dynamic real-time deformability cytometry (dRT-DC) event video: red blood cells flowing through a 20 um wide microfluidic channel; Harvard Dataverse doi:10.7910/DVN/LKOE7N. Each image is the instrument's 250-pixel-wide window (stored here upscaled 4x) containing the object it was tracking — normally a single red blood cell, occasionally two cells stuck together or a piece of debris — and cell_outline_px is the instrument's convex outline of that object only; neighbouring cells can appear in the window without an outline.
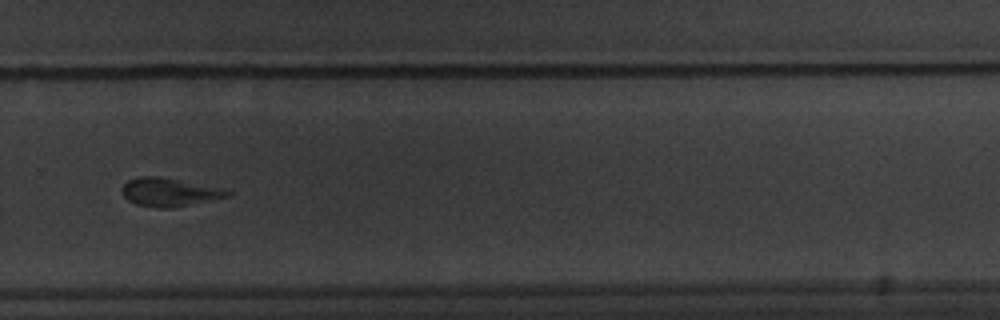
{"species": "common noctule bat (a hibernating species)", "species_latin": "Nyctalus noctula", "temperature_condition": "warm", "stored_images_in_passage": 16, "camera_frame_rate_fps": 3000, "um_per_image_px": 0.085, "animal": {"sex": "male", "body_mass_g": 20.1, "forearm_length_mm": 53.5}, "frame": {"image": 1, "passage_image": 12, "time_ms": 13.0, "image_size_px": [1000, 320], "cell_outline_px": [[232, 196], [172, 208], [156, 208], [136, 204], [128, 200], [120, 192], [120, 188], [128, 180], [136, 176], [156, 176], [176, 180], [232, 192]], "centroid_in_image_um": [14.28, 16.35], "position_along_channel_um": 315.5, "area_um2": 17.05}, "authors_computed_cell_mechanics": {"area_um2": 17.9758, "velocity_mm_per_s": 3.3799, "shape_relaxation_time_tau1_ms": null, "shape_relaxation_time_tau2_ms": 5.1796, "deformation_change_tau1": null, "deformation_change_tau2": 0.1393}}